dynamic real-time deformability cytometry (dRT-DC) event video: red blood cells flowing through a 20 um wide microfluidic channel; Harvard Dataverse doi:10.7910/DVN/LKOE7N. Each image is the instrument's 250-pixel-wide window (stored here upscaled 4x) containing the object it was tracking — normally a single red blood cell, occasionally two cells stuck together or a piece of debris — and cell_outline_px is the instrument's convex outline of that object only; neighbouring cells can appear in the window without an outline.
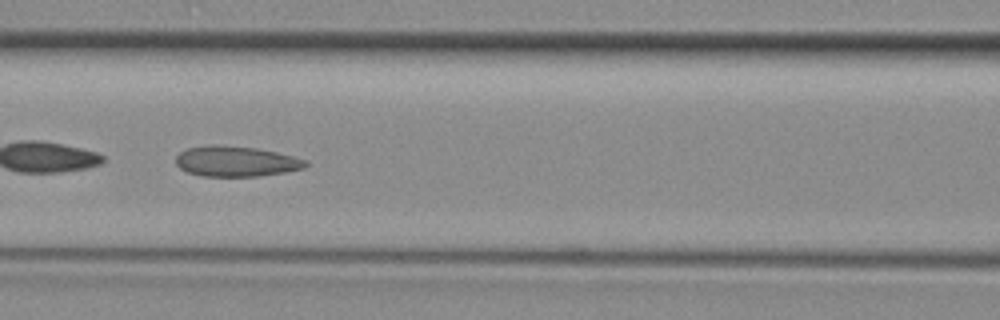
{"species": "common noctule bat (a hibernating species)", "species_latin": "Nyctalus noctula", "temperature_condition": "room temperature", "stored_images_in_passage": 36, "camera_frame_rate_fps": 3000, "um_per_image_px": 0.085, "animal": {"sex": "female", "body_mass_g": 29.2, "forearm_length_mm": 56.3}, "frame": {"image": 1, "passage_image": 8, "time_ms": 2.333, "image_size_px": [1000, 320], "cell_outline_px": [[308, 164], [304, 168], [284, 172], [260, 176], [204, 176], [188, 172], [180, 168], [176, 164], [176, 156], [180, 152], [188, 148], [256, 148], [276, 152], [308, 160]], "centroid_in_image_um": [20.13, 13.77], "position_along_channel_um": 146.5, "area_um2": 21.91}}
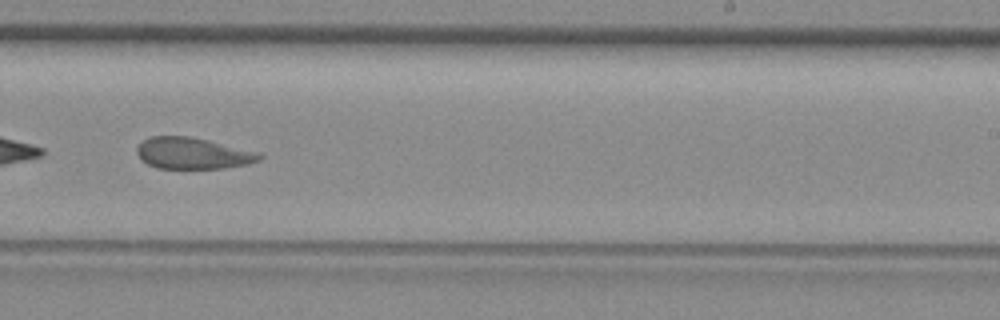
{"frame": {"image": 2, "passage_image": 17, "time_ms": 5.333, "image_size_px": [1000, 320], "cell_outline_px": [[264, 156], [260, 160], [248, 164], [224, 168], [156, 168], [140, 160], [136, 152], [136, 148], [144, 140], [152, 136], [188, 136], [208, 140], [260, 152]], "centroid_in_image_um": [16.4, 13.03], "position_along_channel_um": 272.6, "area_um2": 22.48}}
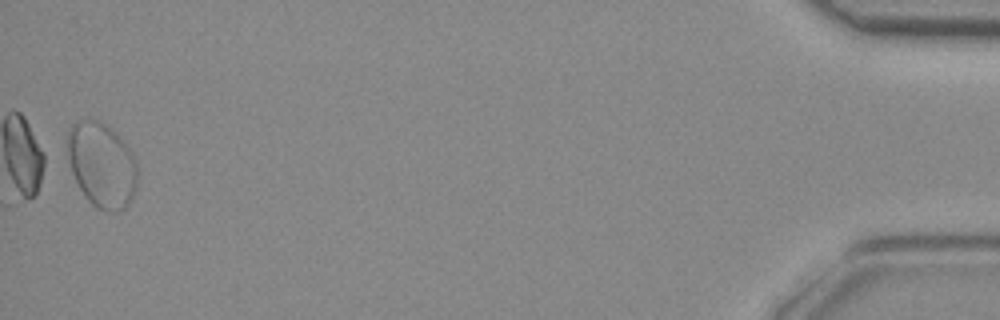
{"frame": {"image": 3, "passage_image": 35, "time_ms": 11.333, "image_size_px": [1000, 320], "cell_outline_px": [[136, 188], [128, 204], [124, 208], [116, 212], [108, 212], [96, 208], [88, 200], [80, 188], [72, 172], [68, 156], [68, 132], [72, 124], [76, 120], [100, 120], [116, 132], [132, 152], [136, 164]], "centroid_in_image_um": [8.65, 14.01], "position_along_channel_um": 426.6, "area_um2": 34.45}}